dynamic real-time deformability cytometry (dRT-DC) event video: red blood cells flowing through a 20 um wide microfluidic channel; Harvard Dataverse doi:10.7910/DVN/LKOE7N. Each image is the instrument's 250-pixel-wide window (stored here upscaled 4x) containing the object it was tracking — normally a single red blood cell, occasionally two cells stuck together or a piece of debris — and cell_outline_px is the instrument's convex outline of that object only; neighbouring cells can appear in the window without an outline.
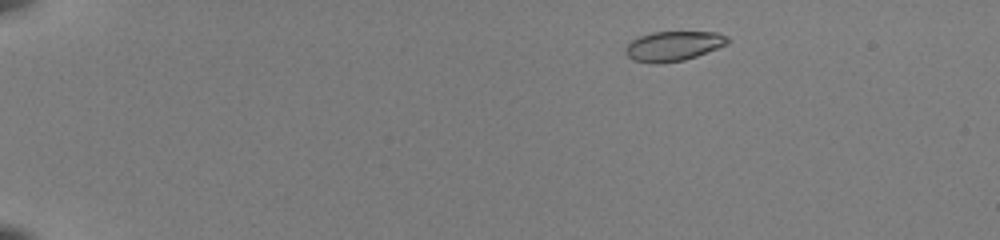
{"species": "common noctule bat (a hibernating species)", "species_latin": "Nyctalus noctula", "temperature_condition": "room temperature", "stored_images_in_passage": 49, "camera_frame_rate_fps": 3000, "um_per_image_px": 0.085, "animal": {"sex": "female", "body_mass_g": 22.0, "forearm_length_mm": 56.7}, "frame": {"image": 1, "passage_image": 5, "time_ms": 1.333, "image_size_px": [1000, 240], "cell_outline_px": [[728, 44], [696, 56], [684, 60], [656, 64], [652, 64], [632, 60], [624, 52], [624, 48], [632, 40], [640, 36], [652, 32], [716, 32], [728, 36]], "centroid_in_image_um": [57.21, 3.92], "position_along_channel_um": 27.8, "area_um2": 17.74}}
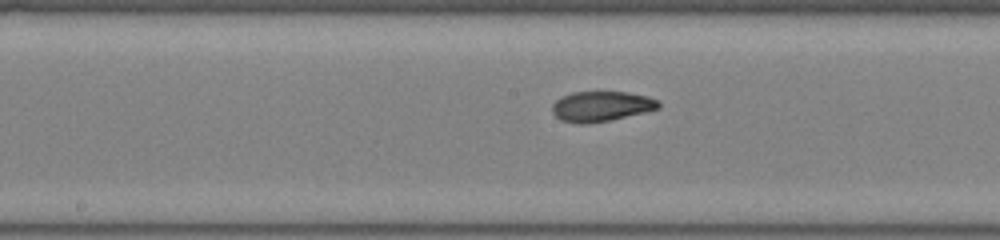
{"frame": {"image": 2, "passage_image": 26, "time_ms": 8.333, "image_size_px": [1000, 240], "cell_outline_px": [[660, 108], [644, 112], [608, 120], [584, 124], [580, 124], [560, 120], [552, 112], [552, 104], [560, 96], [572, 92], [628, 92], [648, 96], [660, 100]], "centroid_in_image_um": [51.1, 9.02], "position_along_channel_um": 197.1, "area_um2": 18.73}}
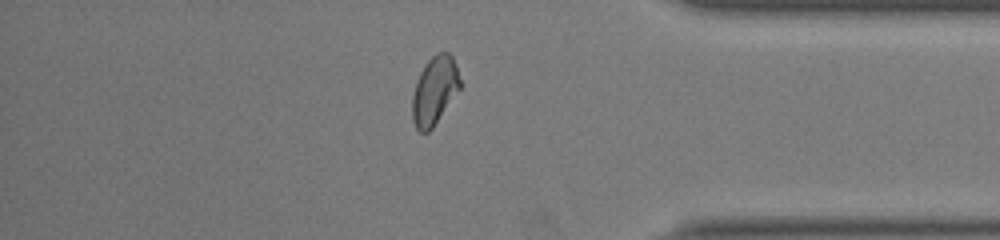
{"frame": {"image": 3, "passage_image": 42, "time_ms": 13.667, "image_size_px": [1000, 240], "cell_outline_px": [[460, 88], [432, 128], [428, 132], [420, 132], [416, 128], [412, 120], [412, 96], [420, 72], [428, 60], [436, 52], [448, 52], [452, 56], [456, 64], [460, 80]], "centroid_in_image_um": [36.93, 7.69], "position_along_channel_um": 398.3, "area_um2": 18.79}, "authors_computed_cell_mechanics": {"area_um2": 18.6694, "velocity_mm_per_s": 4.0118, "shape_relaxation_time_tau1_ms": 7.1524, "shape_relaxation_time_tau2_ms": 1.1978, "deformation_change_tau1": 0.2187, "deformation_change_tau2": 0.0604}}